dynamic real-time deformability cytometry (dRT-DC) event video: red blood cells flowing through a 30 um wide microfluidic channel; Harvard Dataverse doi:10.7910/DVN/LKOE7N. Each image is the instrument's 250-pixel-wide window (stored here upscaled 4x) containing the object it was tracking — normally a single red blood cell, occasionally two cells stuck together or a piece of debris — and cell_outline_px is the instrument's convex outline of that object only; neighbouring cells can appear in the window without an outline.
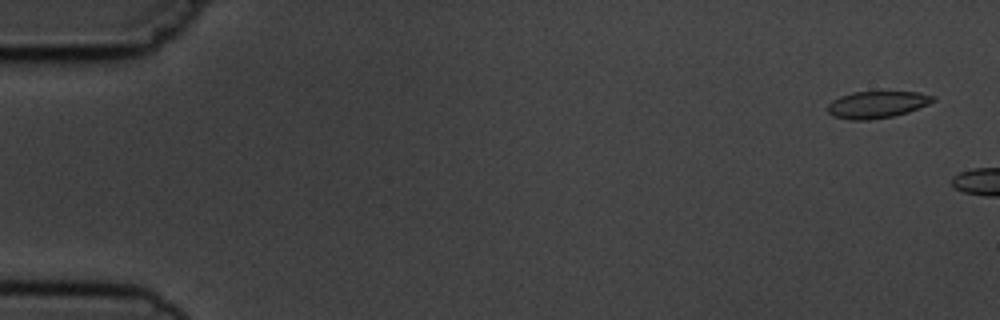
{"species": "common noctule bat (a hibernating species)", "species_latin": "Nyctalus noctula", "temperature_condition": "cold", "stored_images_in_passage": 2, "camera_frame_rate_fps": 3000, "um_per_image_px": 0.085, "animal": {"sex": "male", "body_mass_g": 19.5, "forearm_length_mm": 54.6}, "frame": {"image": 1, "passage_image": 1, "time_ms": 0.0, "image_size_px": [1000, 320], "cell_outline_px": [[936, 100], [928, 104], [908, 112], [892, 116], [868, 120], [852, 120], [832, 116], [828, 112], [828, 104], [832, 100], [840, 96], [852, 92], [920, 92], [936, 96]], "centroid_in_image_um": [74.55, 8.88], "position_along_channel_um": 10.5, "area_um2": 16.53}}